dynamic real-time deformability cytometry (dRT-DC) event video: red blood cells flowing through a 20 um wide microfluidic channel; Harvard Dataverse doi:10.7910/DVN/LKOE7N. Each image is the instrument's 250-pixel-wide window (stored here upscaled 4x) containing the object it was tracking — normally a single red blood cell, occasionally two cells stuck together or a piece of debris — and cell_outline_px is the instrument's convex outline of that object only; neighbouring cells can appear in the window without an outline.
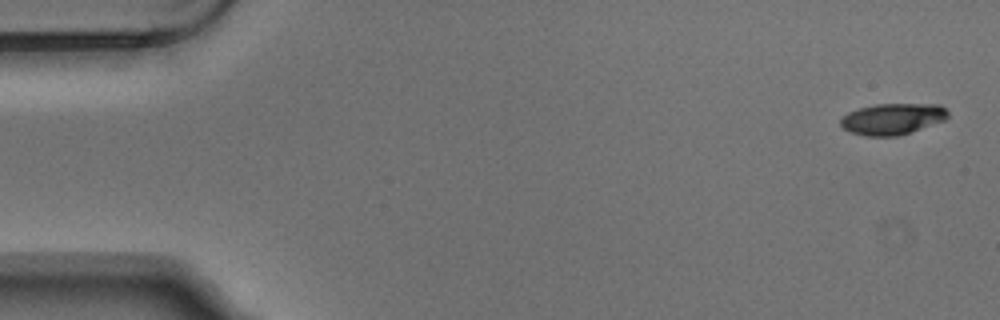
{"species": "Egyptian fruit bat (a non-hibernating species)", "species_latin": "Rousettus aegyptiacus", "temperature_condition": "warm", "stored_images_in_passage": 4, "camera_frame_rate_fps": 3000, "um_per_image_px": 0.085, "animal": {"sex": "male"}, "frame": {"image": 1, "passage_image": 1, "time_ms": 0.0, "image_size_px": [1000, 320], "cell_outline_px": [[948, 116], [944, 120], [896, 136], [864, 136], [848, 132], [840, 124], [840, 120], [848, 112], [860, 108], [876, 104], [940, 104], [948, 112]], "centroid_in_image_um": [75.82, 10.1], "position_along_channel_um": 9.2, "area_um2": 19.31}}
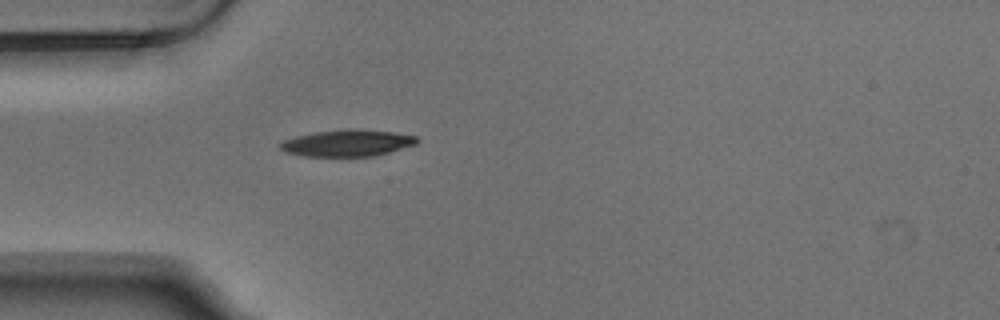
{"frame": {"image": 2, "passage_image": 4, "time_ms": 1.0, "image_size_px": [1000, 320], "cell_outline_px": [[420, 140], [416, 144], [388, 152], [372, 156], [304, 156], [284, 152], [280, 148], [280, 144], [284, 140], [296, 136], [316, 132], [348, 128], [356, 128], [396, 132], [416, 136]], "centroid_in_image_um": [29.54, 12.14], "position_along_channel_um": 55.5, "area_um2": 21.27}}